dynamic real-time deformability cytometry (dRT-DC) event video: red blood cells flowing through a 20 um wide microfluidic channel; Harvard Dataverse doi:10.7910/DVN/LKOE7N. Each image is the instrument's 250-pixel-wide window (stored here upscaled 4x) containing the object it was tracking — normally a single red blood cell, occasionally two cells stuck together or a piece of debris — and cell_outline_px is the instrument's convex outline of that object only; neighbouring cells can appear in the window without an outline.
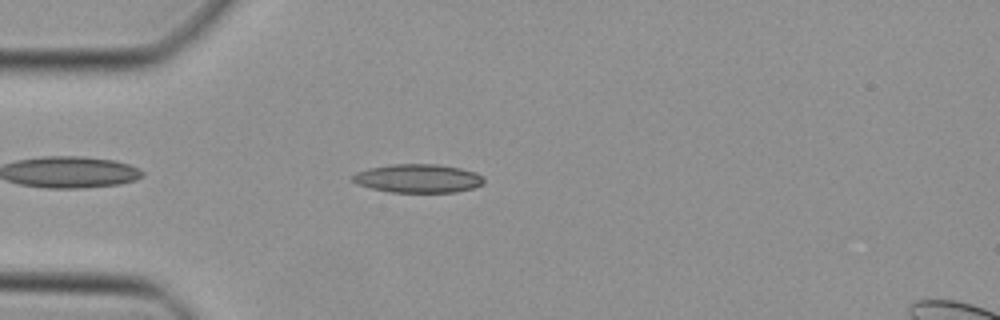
{"species": "Egyptian fruit bat (a non-hibernating species)", "species_latin": "Rousettus aegyptiacus", "temperature_condition": "cold", "stored_images_in_passage": 38, "camera_frame_rate_fps": 3000, "um_per_image_px": 0.085, "animal": {"sex": "female"}, "frame": {"image": 1, "passage_image": 4, "time_ms": 1.0, "image_size_px": [1000, 320], "cell_outline_px": [[484, 184], [472, 188], [456, 192], [388, 192], [356, 184], [352, 180], [352, 176], [356, 172], [368, 168], [392, 164], [436, 164], [460, 168], [476, 172], [484, 176]], "centroid_in_image_um": [35.54, 15.16], "position_along_channel_um": 49.5, "area_um2": 21.96}}
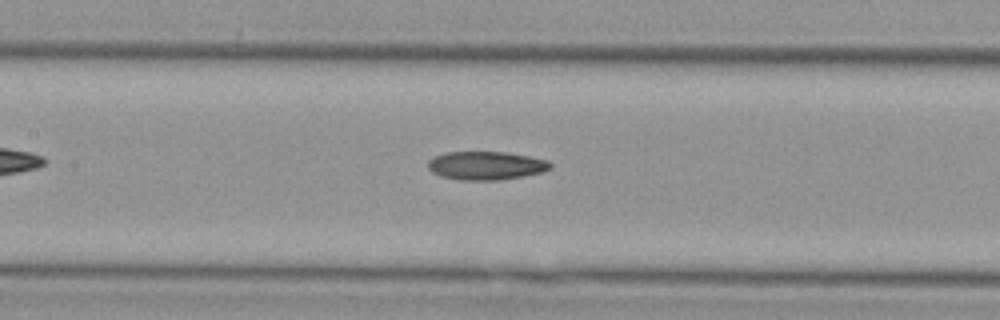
{"frame": {"image": 2, "passage_image": 13, "time_ms": 4.0, "image_size_px": [1000, 320], "cell_outline_px": [[552, 168], [544, 172], [524, 176], [496, 180], [460, 180], [440, 176], [432, 172], [428, 168], [428, 160], [432, 156], [448, 152], [504, 152], [528, 156], [548, 160], [552, 164]], "centroid_in_image_um": [41.31, 14.07], "position_along_channel_um": 166.1, "area_um2": 20.4}}
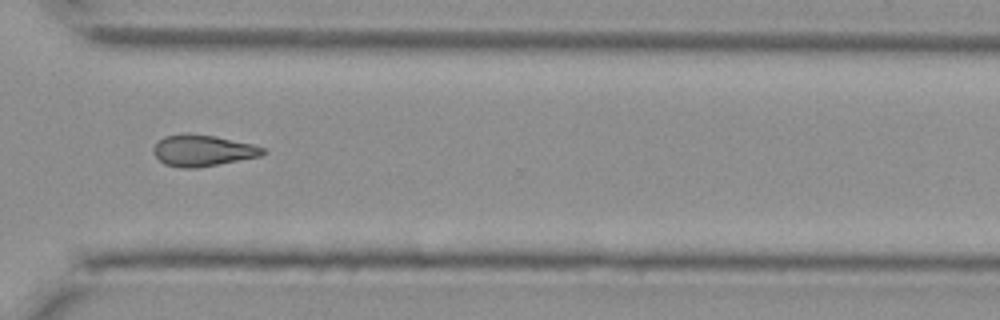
{"frame": {"image": 3, "passage_image": 26, "time_ms": 8.333, "image_size_px": [1000, 320], "cell_outline_px": [[268, 152], [260, 156], [196, 168], [184, 168], [164, 164], [152, 152], [152, 148], [164, 136], [216, 136], [252, 144], [264, 148]], "centroid_in_image_um": [17.26, 12.83], "position_along_channel_um": 353.3, "area_um2": 19.25}}